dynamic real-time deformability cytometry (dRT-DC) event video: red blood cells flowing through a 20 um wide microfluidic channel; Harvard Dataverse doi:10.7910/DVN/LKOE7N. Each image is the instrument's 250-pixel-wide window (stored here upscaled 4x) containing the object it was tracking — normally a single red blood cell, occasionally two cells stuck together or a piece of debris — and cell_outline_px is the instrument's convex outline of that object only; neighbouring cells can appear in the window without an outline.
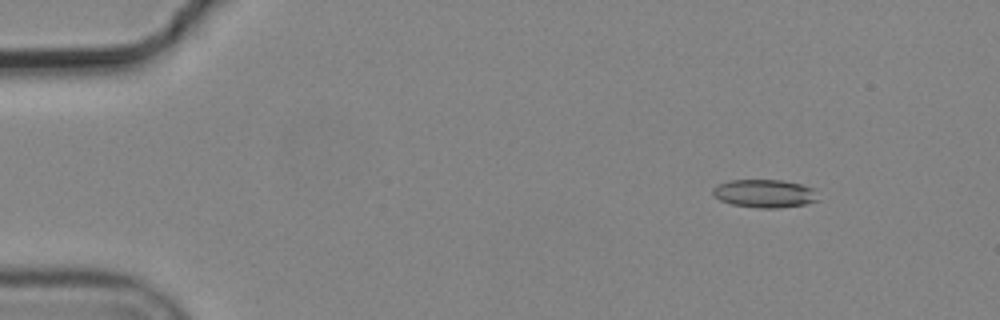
{"species": "common noctule bat (a hibernating species)", "species_latin": "Nyctalus noctula", "temperature_condition": "cold", "stored_images_in_passage": 5, "camera_frame_rate_fps": 3000, "um_per_image_px": 0.085, "animal": {"sex": "male", "body_mass_g": 19.2, "forearm_length_mm": 51.8}, "frame": {"image": 1, "passage_image": 2, "time_ms": 0.333, "image_size_px": [1000, 320], "cell_outline_px": [[820, 200], [808, 204], [780, 208], [760, 208], [732, 204], [720, 200], [712, 196], [712, 188], [728, 180], [780, 180], [800, 184], [812, 188]], "centroid_in_image_um": [64.98, 16.46], "position_along_channel_um": 20.0, "area_um2": 17.34}}
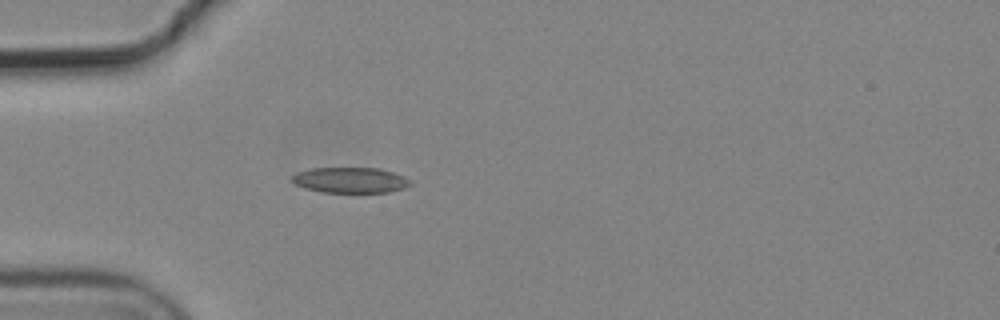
{"frame": {"image": 2, "passage_image": 5, "time_ms": 1.333, "image_size_px": [1000, 320], "cell_outline_px": [[412, 184], [404, 188], [388, 192], [320, 192], [304, 188], [296, 184], [292, 180], [292, 176], [296, 172], [312, 168], [380, 168], [404, 176], [412, 180]], "centroid_in_image_um": [29.79, 15.31], "position_along_channel_um": 55.2, "area_um2": 17.69}}